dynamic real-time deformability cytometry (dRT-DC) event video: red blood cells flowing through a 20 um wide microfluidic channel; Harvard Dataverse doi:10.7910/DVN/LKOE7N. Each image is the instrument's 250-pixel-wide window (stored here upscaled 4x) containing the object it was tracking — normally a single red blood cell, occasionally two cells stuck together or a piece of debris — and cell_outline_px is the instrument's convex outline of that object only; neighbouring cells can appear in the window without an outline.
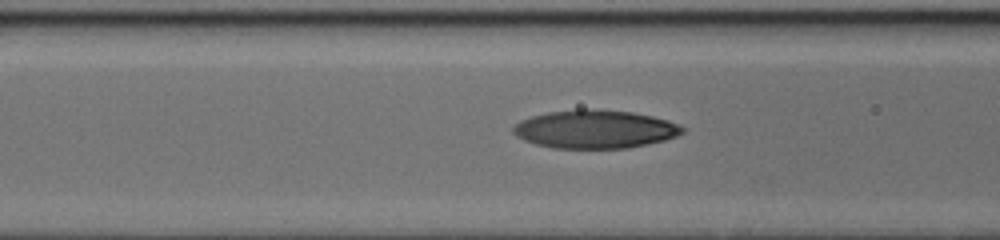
{"species": "human", "species_latin": "Homo sapiens", "temperature_condition": "cold", "stored_images_in_passage": 41, "camera_frame_rate_fps": 3000, "um_per_image_px": 0.085, "donor": {"sex": "female"}, "frame": {"image": 1, "passage_image": 17, "time_ms": 5.333, "image_size_px": [1000, 240], "cell_outline_px": [[684, 132], [676, 136], [664, 140], [648, 144], [628, 148], [552, 148], [536, 144], [524, 140], [516, 136], [512, 132], [512, 128], [520, 120], [532, 116], [548, 112], [580, 108], [592, 108], [632, 112], [652, 116], [668, 120], [680, 124], [684, 128]], "centroid_in_image_um": [50.57, 10.97], "position_along_channel_um": 116.0, "area_um2": 38.03}}
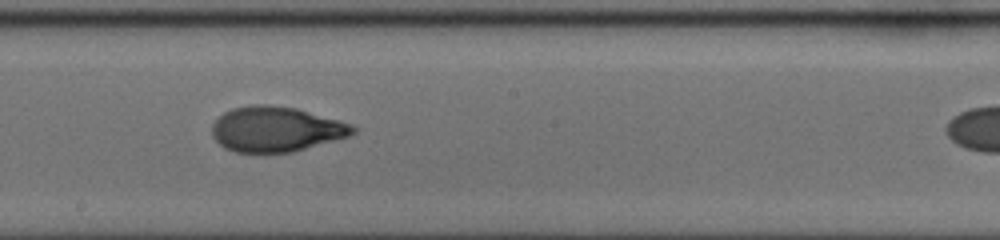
{"frame": {"image": 2, "passage_image": 26, "time_ms": 8.333, "image_size_px": [1000, 240], "cell_outline_px": [[356, 132], [348, 136], [292, 152], [236, 152], [224, 148], [212, 136], [212, 124], [224, 112], [232, 108], [252, 104], [268, 104], [296, 108], [340, 120], [352, 124], [356, 128]], "centroid_in_image_um": [23.45, 10.97], "position_along_channel_um": 224.8, "area_um2": 36.99}}
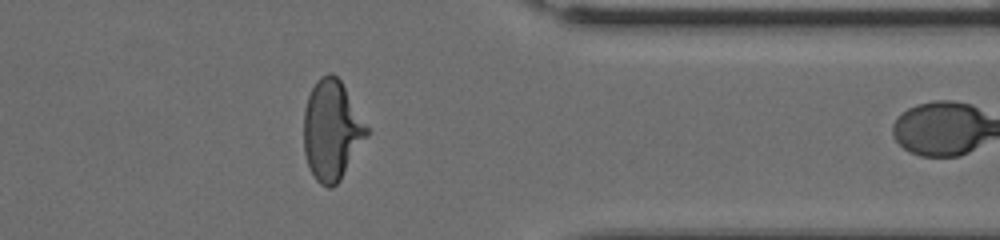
{"frame": {"image": 3, "passage_image": 40, "time_ms": 13.0, "image_size_px": [1000, 240], "cell_outline_px": [[368, 136], [340, 180], [332, 188], [328, 188], [320, 184], [316, 180], [308, 164], [304, 152], [304, 108], [308, 96], [316, 80], [320, 76], [328, 72], [332, 72], [340, 80], [368, 128]], "centroid_in_image_um": [28.18, 11.07], "position_along_channel_um": 383.2, "area_um2": 36.47}}